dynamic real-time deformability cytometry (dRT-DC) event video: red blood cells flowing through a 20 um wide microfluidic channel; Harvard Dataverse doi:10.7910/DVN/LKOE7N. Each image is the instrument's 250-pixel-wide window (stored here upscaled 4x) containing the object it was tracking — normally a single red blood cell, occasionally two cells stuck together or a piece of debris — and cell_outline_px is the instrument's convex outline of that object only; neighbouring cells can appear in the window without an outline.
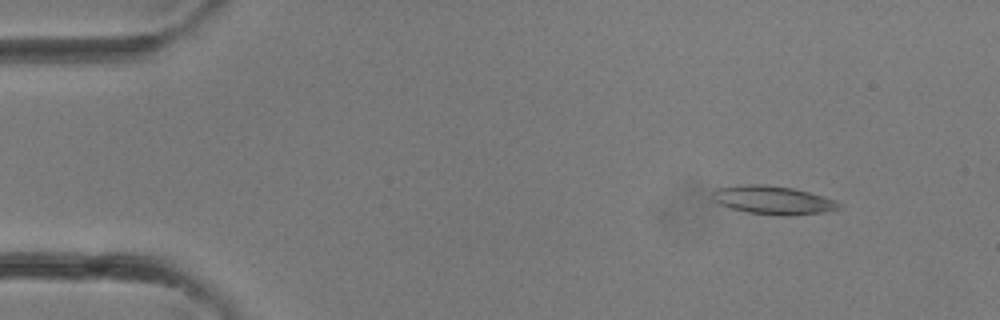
{"species": "common noctule bat (a hibernating species)", "species_latin": "Nyctalus noctula", "temperature_condition": "room temperature", "stored_images_in_passage": 33, "camera_frame_rate_fps": 3000, "um_per_image_px": 0.085, "animal": {"sex": "female"}, "frame": {"image": 1, "passage_image": 4, "time_ms": 1.0, "image_size_px": [1000, 320], "cell_outline_px": [[844, 204], [840, 208], [824, 212], [788, 216], [784, 216], [748, 212], [732, 208], [720, 204], [712, 200], [712, 192], [716, 188], [744, 184], [764, 184], [792, 188], [808, 192], [836, 200]], "centroid_in_image_um": [65.71, 17.0], "position_along_channel_um": 19.3, "area_um2": 20.98}}
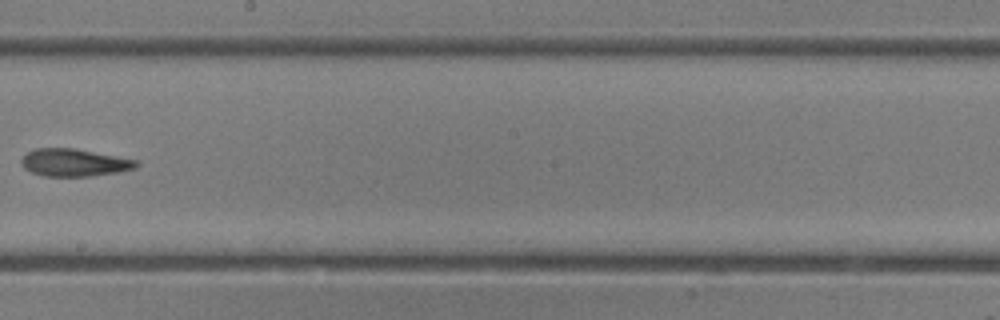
{"frame": {"image": 2, "passage_image": 19, "time_ms": 6.0, "image_size_px": [1000, 320], "cell_outline_px": [[140, 164], [136, 168], [116, 172], [88, 176], [44, 176], [32, 172], [24, 168], [20, 160], [28, 152], [36, 148], [72, 148], [140, 160]], "centroid_in_image_um": [6.33, 13.81], "position_along_channel_um": 241.9, "area_um2": 18.32}}
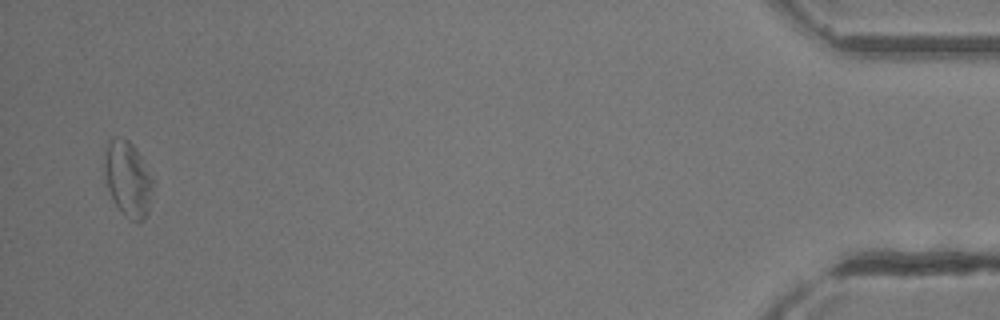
{"frame": {"image": 3, "passage_image": 32, "time_ms": 10.333, "image_size_px": [1000, 320], "cell_outline_px": [[156, 184], [148, 212], [144, 220], [136, 224], [128, 220], [124, 216], [112, 200], [108, 188], [104, 168], [104, 156], [108, 144], [116, 136], [120, 136], [128, 140], [136, 148], [156, 180]], "centroid_in_image_um": [10.94, 15.26], "position_along_channel_um": 424.3, "area_um2": 22.08}}